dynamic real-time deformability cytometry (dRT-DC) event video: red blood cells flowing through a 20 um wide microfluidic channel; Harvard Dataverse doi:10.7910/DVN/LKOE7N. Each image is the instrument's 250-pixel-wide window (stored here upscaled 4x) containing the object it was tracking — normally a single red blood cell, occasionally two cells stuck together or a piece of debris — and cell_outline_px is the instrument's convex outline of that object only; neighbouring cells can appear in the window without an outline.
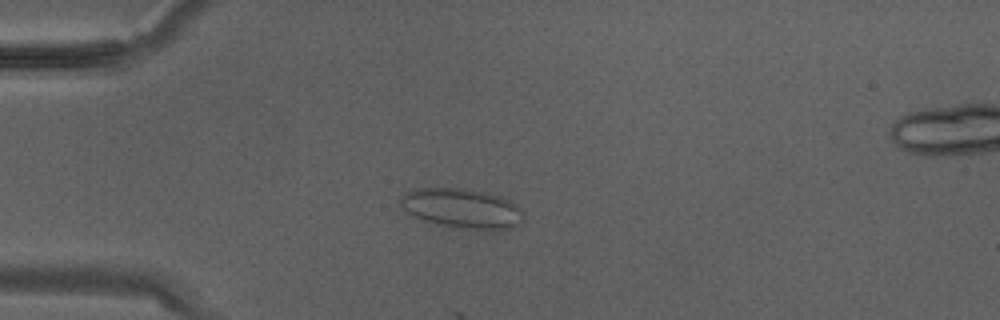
{"species": "Egyptian fruit bat (a non-hibernating species)", "species_latin": "Rousettus aegyptiacus", "temperature_condition": "warm", "stored_images_in_passage": 8, "camera_frame_rate_fps": 3000, "um_per_image_px": 0.085, "animal": {"sex": "male"}, "frame": {"image": 1, "passage_image": 3, "time_ms": 0.667, "image_size_px": [1000, 320], "cell_outline_px": [[520, 212], [516, 224], [512, 228], [452, 228], [424, 220], [408, 212], [400, 204], [400, 200], [408, 192], [416, 188], [464, 188], [484, 192], [500, 196], [516, 204], [520, 208]], "centroid_in_image_um": [39.21, 17.68], "position_along_channel_um": 45.8, "area_um2": 27.51}}